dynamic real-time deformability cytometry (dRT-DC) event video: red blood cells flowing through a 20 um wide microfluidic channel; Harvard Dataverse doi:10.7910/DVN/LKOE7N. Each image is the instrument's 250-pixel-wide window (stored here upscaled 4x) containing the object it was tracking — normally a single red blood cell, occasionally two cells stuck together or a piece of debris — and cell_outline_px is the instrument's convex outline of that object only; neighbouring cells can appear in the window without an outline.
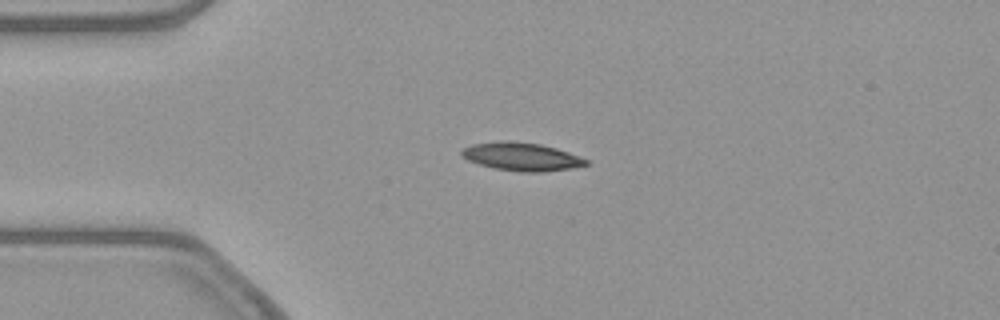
{"species": "common noctule bat (a hibernating species)", "species_latin": "Nyctalus noctula", "temperature_condition": "warm", "stored_images_in_passage": 41, "camera_frame_rate_fps": 3000, "um_per_image_px": 0.085, "animal": {"sex": "female", "body_mass_g": 21.9}, "frame": {"image": 1, "passage_image": 1, "time_ms": 0.0, "image_size_px": [1000, 320], "cell_outline_px": [[588, 164], [572, 168], [544, 172], [520, 172], [492, 168], [468, 160], [460, 156], [460, 152], [464, 148], [472, 144], [500, 140], [504, 140], [540, 144], [556, 148], [568, 152], [588, 160]], "centroid_in_image_um": [44.3, 13.32], "position_along_channel_um": 40.7, "area_um2": 20.46}}
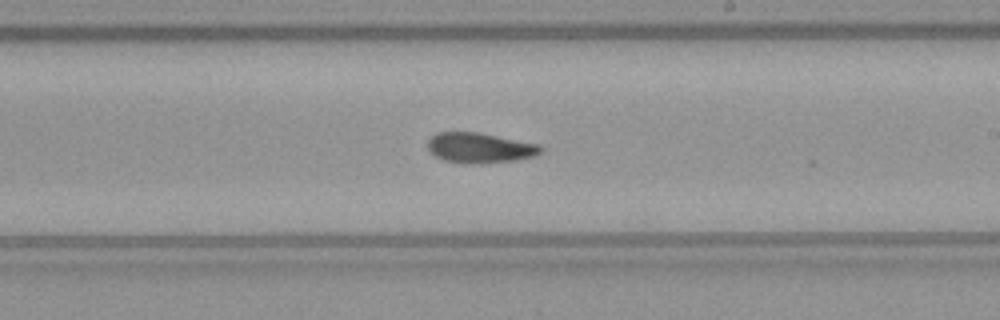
{"frame": {"image": 2, "passage_image": 19, "time_ms": 6.0, "image_size_px": [1000, 320], "cell_outline_px": [[544, 148], [536, 156], [516, 160], [480, 164], [464, 164], [444, 160], [436, 156], [428, 148], [428, 140], [436, 132], [476, 132], [540, 144]], "centroid_in_image_um": [40.8, 12.58], "position_along_channel_um": 248.2, "area_um2": 20.0}}
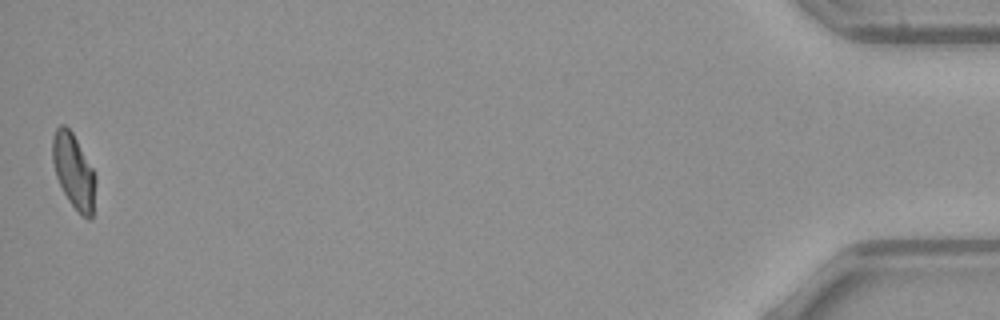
{"frame": {"image": 3, "passage_image": 41, "time_ms": 13.333, "image_size_px": [1000, 320], "cell_outline_px": [[96, 180], [92, 216], [88, 220], [80, 216], [68, 200], [56, 176], [52, 160], [52, 136], [56, 128], [60, 124], [64, 124], [72, 132], [92, 168], [96, 176]], "centroid_in_image_um": [6.25, 14.57], "position_along_channel_um": 428.9, "area_um2": 18.73}, "authors_computed_cell_mechanics": {"area_um2": 19.8832, "velocity_mm_per_s": 3.8544, "shape_relaxation_time_tau1_ms": null, "shape_relaxation_time_tau2_ms": 4.5125, "deformation_change_tau1": null, "deformation_change_tau2": 0.1097}}